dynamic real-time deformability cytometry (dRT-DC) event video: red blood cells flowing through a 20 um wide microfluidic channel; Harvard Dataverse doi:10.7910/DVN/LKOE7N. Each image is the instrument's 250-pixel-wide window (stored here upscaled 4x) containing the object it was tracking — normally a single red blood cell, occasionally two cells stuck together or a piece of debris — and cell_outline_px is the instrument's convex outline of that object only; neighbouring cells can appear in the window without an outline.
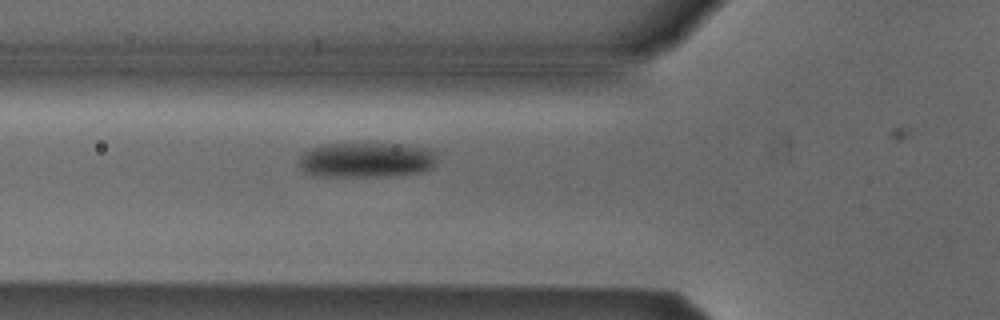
{"species": "Egyptian fruit bat (a non-hibernating species)", "species_latin": "Rousettus aegyptiacus", "temperature_condition": "cold", "stored_images_in_passage": 14, "camera_frame_rate_fps": 3000, "um_per_image_px": 0.085, "animal": {"sex": "male"}, "frame": {"image": 1, "passage_image": 10, "time_ms": 3.0, "image_size_px": [1000, 320], "cell_outline_px": [[436, 152], [432, 164], [428, 168], [420, 172], [376, 176], [328, 176], [304, 172], [300, 168], [300, 156], [304, 152], [312, 148], [324, 144], [400, 144], [432, 148]], "centroid_in_image_um": [31.12, 13.57], "position_along_channel_um": 94.7, "area_um2": 27.69}}
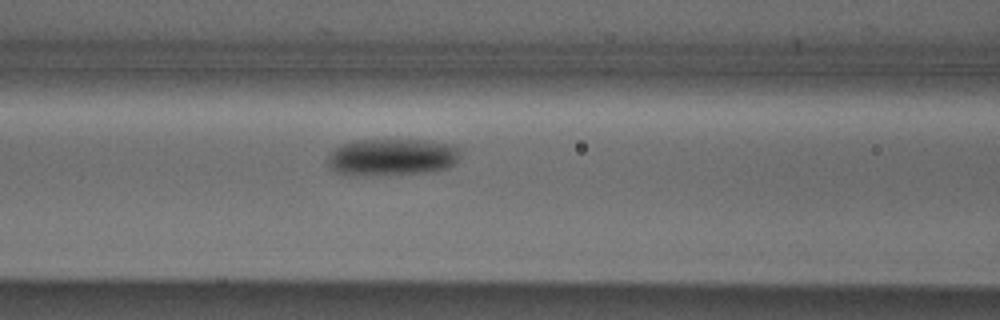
{"frame": {"image": 2, "passage_image": 13, "time_ms": 4.0, "image_size_px": [1000, 320], "cell_outline_px": [[460, 152], [456, 164], [448, 168], [432, 172], [336, 172], [328, 168], [328, 156], [336, 148], [352, 140], [428, 140], [452, 144], [460, 148]], "centroid_in_image_um": [33.42, 13.29], "position_along_channel_um": 133.2, "area_um2": 27.57}}